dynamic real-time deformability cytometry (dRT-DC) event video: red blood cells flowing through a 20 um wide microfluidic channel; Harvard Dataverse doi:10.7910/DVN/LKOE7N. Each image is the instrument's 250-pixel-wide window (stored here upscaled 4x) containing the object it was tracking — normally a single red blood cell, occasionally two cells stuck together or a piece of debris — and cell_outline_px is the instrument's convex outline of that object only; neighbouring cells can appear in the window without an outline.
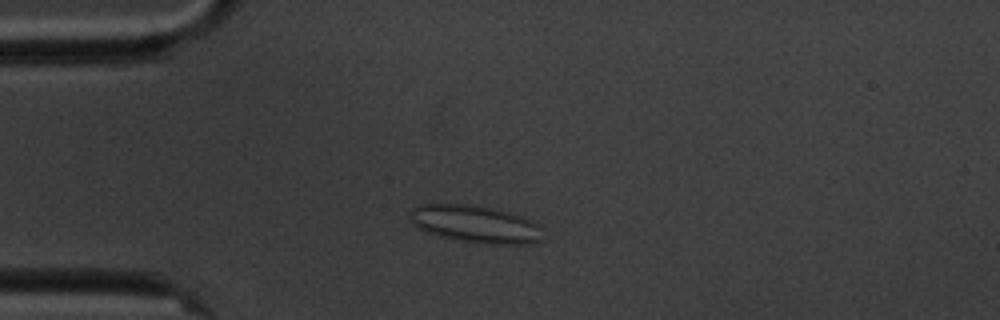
{"species": "common noctule bat (a hibernating species)", "species_latin": "Nyctalus noctula", "temperature_condition": "cold", "stored_images_in_passage": 4, "camera_frame_rate_fps": 3000, "um_per_image_px": 0.085, "animal": {"sex": "male", "body_mass_g": 20.1, "forearm_length_mm": 53.5}, "frame": {"image": 1, "passage_image": 1, "time_ms": 0.0, "image_size_px": [1000, 320], "cell_outline_px": [[540, 240], [532, 244], [484, 244], [440, 236], [424, 232], [412, 224], [408, 220], [408, 212], [412, 208], [420, 204], [468, 204], [496, 208], [520, 216], [540, 224]], "centroid_in_image_um": [40.34, 19.03], "position_along_channel_um": 44.7, "area_um2": 29.19}}
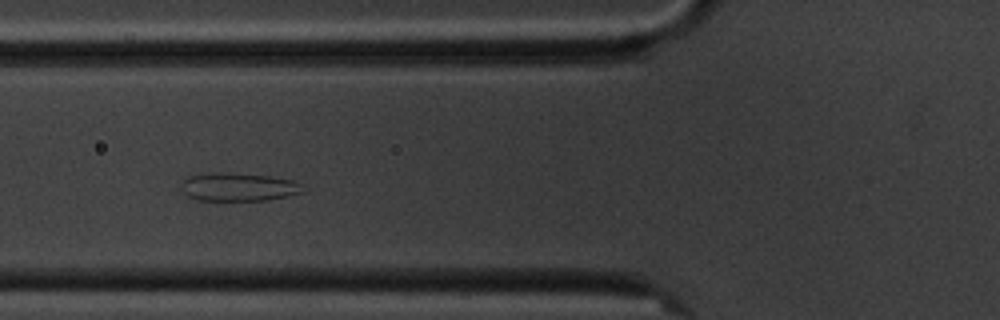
{"frame": {"image": 2, "passage_image": 3, "time_ms": 2.333, "image_size_px": [1000, 320], "cell_outline_px": [[304, 192], [288, 196], [268, 200], [196, 200], [188, 196], [184, 192], [184, 180], [188, 176], [212, 172], [224, 172], [268, 176], [296, 180], [300, 184]], "centroid_in_image_um": [20.31, 15.89], "position_along_channel_um": 105.5, "area_um2": 19.88}}